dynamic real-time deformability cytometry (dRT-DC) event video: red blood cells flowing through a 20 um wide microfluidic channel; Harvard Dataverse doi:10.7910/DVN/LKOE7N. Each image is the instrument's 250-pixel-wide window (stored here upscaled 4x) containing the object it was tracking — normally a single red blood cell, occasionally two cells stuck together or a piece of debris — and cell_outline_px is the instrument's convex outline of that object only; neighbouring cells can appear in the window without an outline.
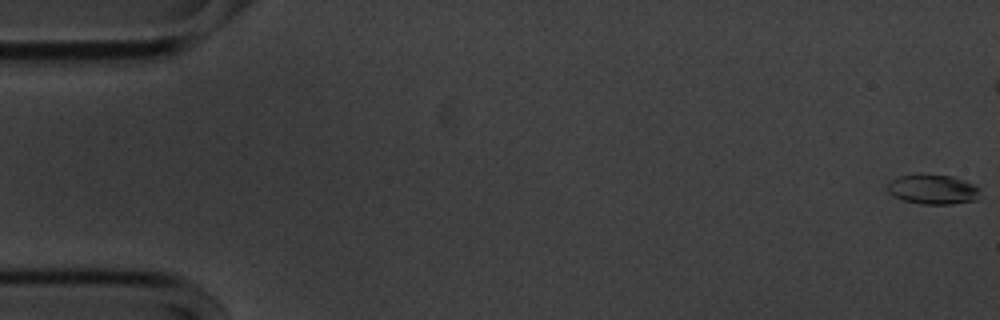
{"species": "common noctule bat (a hibernating species)", "species_latin": "Nyctalus noctula", "temperature_condition": "cold", "stored_images_in_passage": 48, "segment_of_instrument_passage": [1, 2], "camera_frame_rate_fps": 3000, "um_per_image_px": 0.085, "animal": {"sex": "male", "body_mass_g": 20.1, "forearm_length_mm": 53.5}, "frame": {"image": 1, "passage_image": 1, "time_ms": 0.0, "image_size_px": [1000, 320], "cell_outline_px": [[980, 188], [976, 200], [952, 204], [920, 204], [904, 200], [892, 196], [888, 192], [888, 184], [892, 180], [900, 176], [920, 172], [924, 172], [952, 176], [964, 180]], "centroid_in_image_um": [79.27, 16.07], "position_along_channel_um": 5.7, "area_um2": 16.36}}
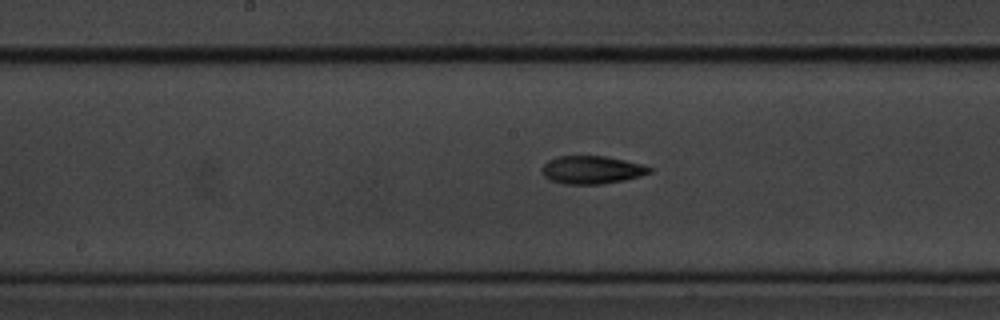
{"frame": {"image": 2, "passage_image": 29, "time_ms": 9.333, "image_size_px": [1000, 320], "cell_outline_px": [[652, 172], [640, 176], [624, 180], [600, 184], [564, 184], [548, 180], [544, 176], [544, 164], [548, 160], [560, 156], [608, 156], [640, 164], [652, 168]], "centroid_in_image_um": [50.31, 14.44], "position_along_channel_um": 197.9, "area_um2": 17.4}}
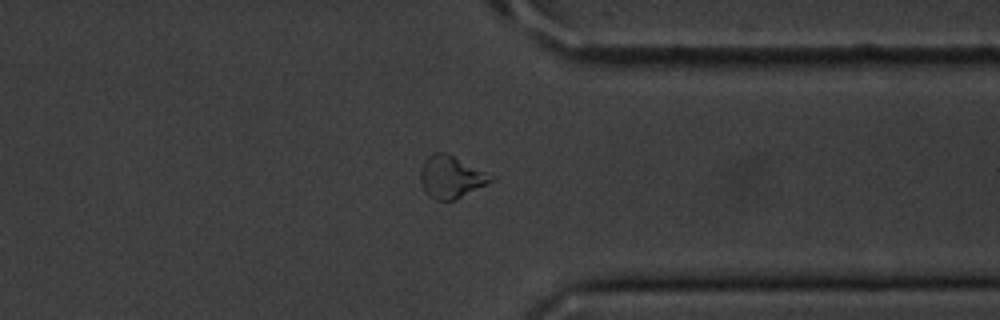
{"frame": {"image": 3, "passage_image": 44, "time_ms": 14.333, "image_size_px": [1000, 320], "cell_outline_px": [[496, 180], [456, 200], [436, 200], [428, 196], [424, 192], [420, 180], [420, 168], [424, 160], [432, 152], [444, 152], [496, 176]], "centroid_in_image_um": [38.35, 15.06], "position_along_channel_um": 373.1, "area_um2": 17.69}}